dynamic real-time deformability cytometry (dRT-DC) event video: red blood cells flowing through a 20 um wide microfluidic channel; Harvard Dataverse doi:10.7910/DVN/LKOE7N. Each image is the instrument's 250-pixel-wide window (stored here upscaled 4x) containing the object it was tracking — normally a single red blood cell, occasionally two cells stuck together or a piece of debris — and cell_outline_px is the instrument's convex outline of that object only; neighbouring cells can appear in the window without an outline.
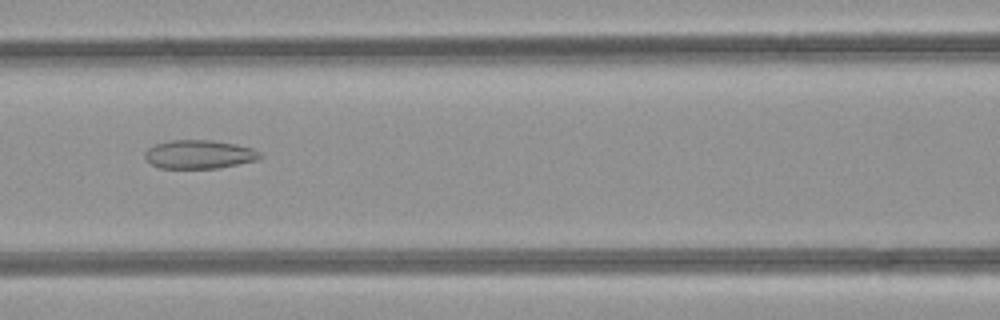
{"species": "common noctule bat (a hibernating species)", "species_latin": "Nyctalus noctula", "temperature_condition": "room temperature", "stored_images_in_passage": 40, "camera_frame_rate_fps": 3000, "um_per_image_px": 0.085, "animal": {"sex": "female", "body_mass_g": 21.9}, "frame": {"image": 1, "passage_image": 13, "time_ms": 4.0, "image_size_px": [1000, 320], "cell_outline_px": [[264, 156], [256, 160], [216, 168], [160, 168], [152, 164], [144, 156], [144, 152], [148, 148], [156, 144], [172, 140], [212, 140], [236, 144], [252, 148], [260, 152]], "centroid_in_image_um": [16.94, 13.11], "position_along_channel_um": 149.7, "area_um2": 19.07}}
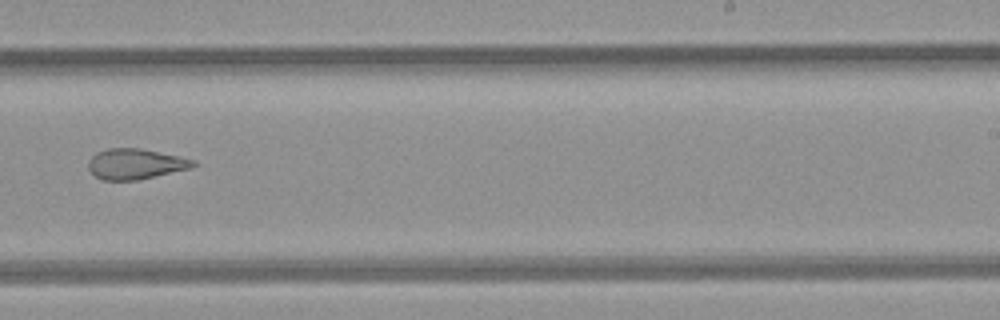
{"frame": {"image": 2, "passage_image": 22, "time_ms": 7.0, "image_size_px": [1000, 320], "cell_outline_px": [[200, 164], [192, 168], [136, 180], [104, 180], [96, 176], [88, 168], [88, 160], [96, 152], [108, 148], [140, 148], [180, 156], [196, 160]], "centroid_in_image_um": [11.55, 13.92], "position_along_channel_um": 277.4, "area_um2": 18.73}}
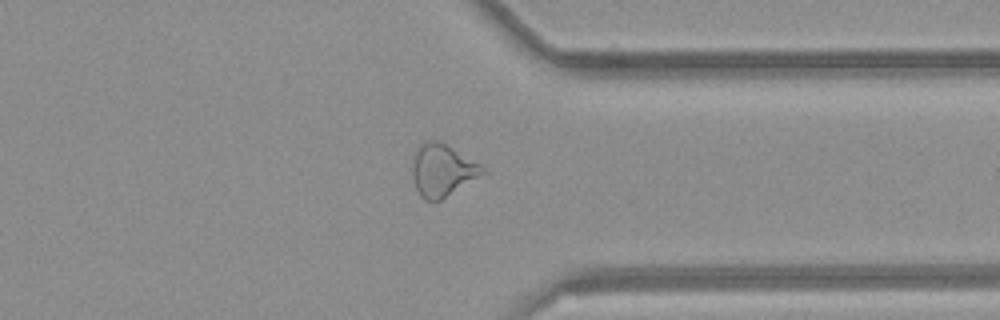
{"frame": {"image": 3, "passage_image": 29, "time_ms": 9.333, "image_size_px": [1000, 320], "cell_outline_px": [[488, 172], [440, 200], [424, 200], [420, 196], [416, 188], [412, 176], [412, 164], [416, 152], [420, 144], [424, 140], [436, 140], [452, 148], [488, 168]], "centroid_in_image_um": [37.62, 14.48], "position_along_channel_um": 373.8, "area_um2": 21.33}, "authors_computed_cell_mechanics": {"area_um2": 21.9929, "velocity_mm_per_s": 4.2729, "shape_relaxation_time_tau1_ms": null, "shape_relaxation_time_tau2_ms": 3.4187, "deformation_change_tau1": null, "deformation_change_tau2": 0.1247}}